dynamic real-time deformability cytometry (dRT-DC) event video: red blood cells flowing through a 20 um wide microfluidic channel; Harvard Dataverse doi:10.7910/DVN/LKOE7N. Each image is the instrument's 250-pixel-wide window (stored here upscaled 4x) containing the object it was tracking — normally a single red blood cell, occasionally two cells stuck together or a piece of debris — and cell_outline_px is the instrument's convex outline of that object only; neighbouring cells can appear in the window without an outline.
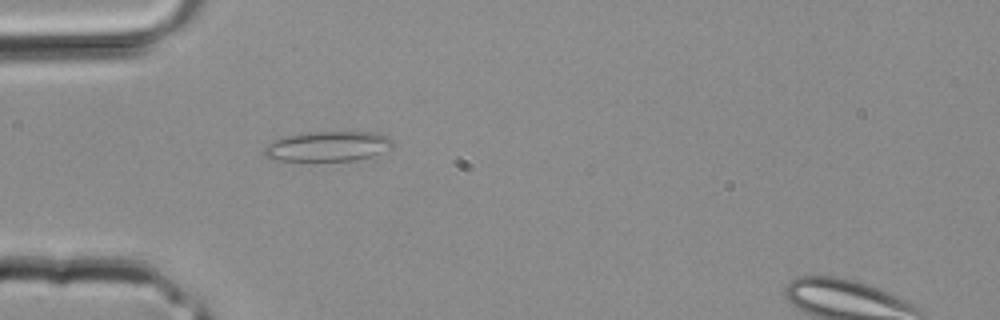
{"species": "common noctule bat (a hibernating species)", "species_latin": "Nyctalus noctula", "temperature_condition": "room temperature", "stored_images_in_passage": 2, "camera_frame_rate_fps": 3000, "um_per_image_px": 0.085, "animal": {"sex": "male", "body_mass_g": 20.4}, "frame": {"image": 1, "passage_image": 1, "time_ms": 0.0, "image_size_px": [1000, 320], "cell_outline_px": [[392, 148], [372, 156], [352, 160], [272, 160], [264, 156], [260, 152], [272, 140], [288, 136], [312, 132], [372, 132], [388, 136], [392, 140]], "centroid_in_image_um": [27.83, 12.43], "position_along_channel_um": 57.2, "area_um2": 22.31}}